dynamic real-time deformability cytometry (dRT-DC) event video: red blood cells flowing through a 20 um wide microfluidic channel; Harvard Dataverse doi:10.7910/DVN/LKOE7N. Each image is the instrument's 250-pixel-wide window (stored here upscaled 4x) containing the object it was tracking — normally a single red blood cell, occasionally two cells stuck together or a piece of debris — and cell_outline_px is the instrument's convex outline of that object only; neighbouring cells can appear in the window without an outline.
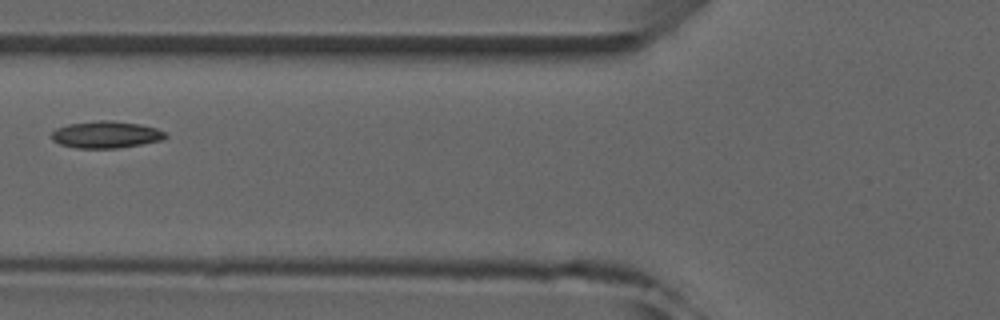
{"species": "common noctule bat (a hibernating species)", "species_latin": "Nyctalus noctula", "temperature_condition": "room temperature", "stored_images_in_passage": 4, "camera_frame_rate_fps": 3000, "um_per_image_px": 0.085, "animal": {"sex": "male", "forearm_length_mm": 52.5}, "frame": {"image": 1, "passage_image": 3, "time_ms": 2.333, "image_size_px": [1000, 320], "cell_outline_px": [[168, 136], [164, 140], [116, 148], [76, 148], [60, 144], [52, 140], [52, 132], [56, 128], [68, 124], [96, 120], [112, 120], [140, 124], [156, 128], [164, 132]], "centroid_in_image_um": [9.01, 11.43], "position_along_channel_um": 116.8, "area_um2": 17.92}}
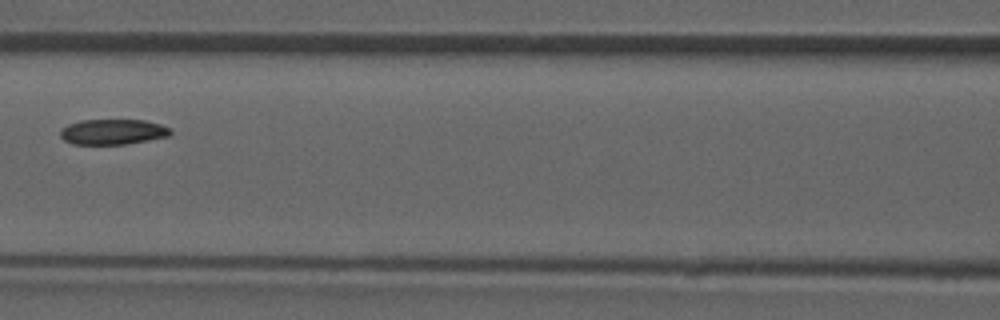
{"frame": {"image": 2, "passage_image": 4, "time_ms": 3.333, "image_size_px": [1000, 320], "cell_outline_px": [[172, 132], [168, 136], [148, 140], [124, 144], [72, 144], [64, 140], [60, 136], [60, 128], [68, 124], [80, 120], [144, 120], [160, 124], [172, 128]], "centroid_in_image_um": [9.57, 11.2], "position_along_channel_um": 157.0, "area_um2": 16.36}}